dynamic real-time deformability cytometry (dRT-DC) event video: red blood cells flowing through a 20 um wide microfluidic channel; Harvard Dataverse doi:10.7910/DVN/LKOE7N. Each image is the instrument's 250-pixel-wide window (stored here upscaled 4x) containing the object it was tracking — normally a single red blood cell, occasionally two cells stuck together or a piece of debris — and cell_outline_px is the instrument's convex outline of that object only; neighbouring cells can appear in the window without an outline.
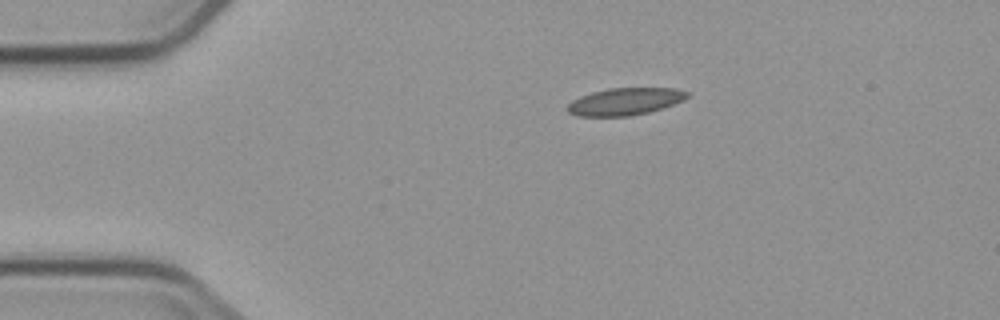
{"species": "common noctule bat (a hibernating species)", "species_latin": "Nyctalus noctula", "temperature_condition": "cold", "stored_images_in_passage": 3, "camera_frame_rate_fps": 3000, "um_per_image_px": 0.085, "animal": {"sex": "male", "body_mass_g": 23.1, "forearm_length_mm": 52.7}, "frame": {"image": 1, "passage_image": 1, "time_ms": 0.0, "image_size_px": [1000, 320], "cell_outline_px": [[692, 92], [684, 100], [648, 112], [628, 116], [576, 116], [568, 112], [564, 108], [572, 100], [580, 96], [592, 92], [608, 88], [676, 88]], "centroid_in_image_um": [53.1, 8.62], "position_along_channel_um": 31.9, "area_um2": 19.07}}
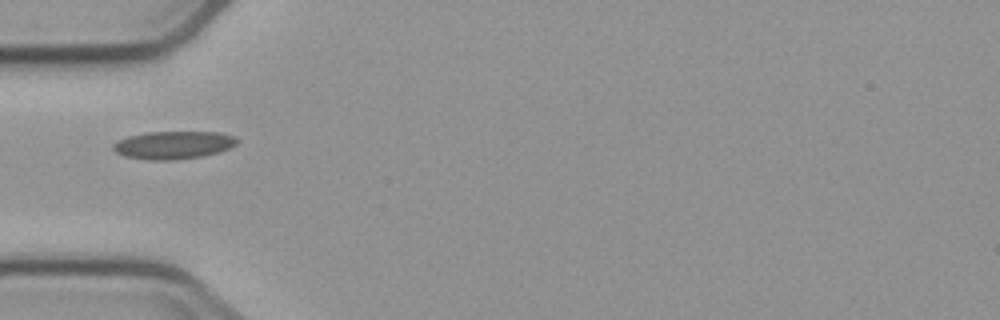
{"frame": {"image": 2, "passage_image": 3, "time_ms": 2.333, "image_size_px": [1000, 320], "cell_outline_px": [[240, 140], [236, 144], [220, 152], [204, 156], [176, 160], [148, 160], [124, 156], [116, 152], [112, 148], [112, 144], [116, 140], [128, 136], [148, 132], [220, 132], [232, 136]], "centroid_in_image_um": [14.72, 12.33], "position_along_channel_um": 70.3, "area_um2": 20.29}}